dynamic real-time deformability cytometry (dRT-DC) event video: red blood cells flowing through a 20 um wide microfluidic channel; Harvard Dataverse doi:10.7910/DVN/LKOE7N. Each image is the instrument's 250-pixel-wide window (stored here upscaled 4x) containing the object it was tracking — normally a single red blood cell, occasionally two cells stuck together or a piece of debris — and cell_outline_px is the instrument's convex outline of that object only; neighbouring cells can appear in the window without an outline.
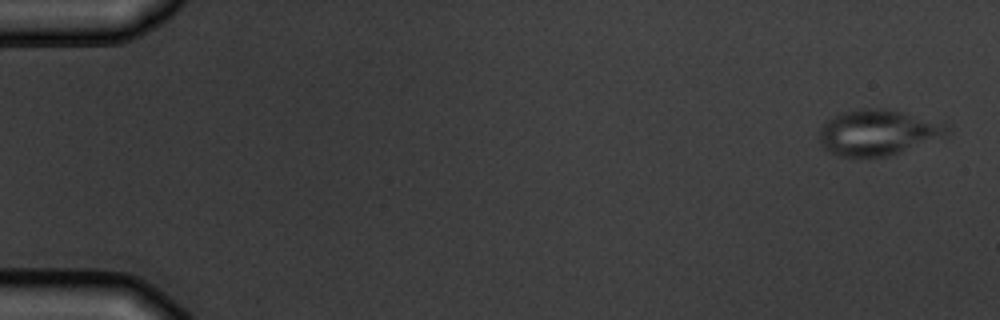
{"species": "common noctule bat (a hibernating species)", "species_latin": "Nyctalus noctula", "temperature_condition": "warm", "stored_images_in_passage": 6, "camera_frame_rate_fps": 3000, "um_per_image_px": 0.085, "animal": {"sex": "male", "body_mass_g": 19.5, "forearm_length_mm": 54.6}, "frame": {"image": 1, "passage_image": 1, "time_ms": 0.0, "image_size_px": [1000, 320], "cell_outline_px": [[952, 132], [948, 136], [888, 156], [836, 156], [824, 148], [820, 144], [820, 128], [824, 120], [844, 112], [868, 108], [900, 112], [944, 124]], "centroid_in_image_um": [74.59, 11.29], "position_along_channel_um": 10.4, "area_um2": 33.41}}